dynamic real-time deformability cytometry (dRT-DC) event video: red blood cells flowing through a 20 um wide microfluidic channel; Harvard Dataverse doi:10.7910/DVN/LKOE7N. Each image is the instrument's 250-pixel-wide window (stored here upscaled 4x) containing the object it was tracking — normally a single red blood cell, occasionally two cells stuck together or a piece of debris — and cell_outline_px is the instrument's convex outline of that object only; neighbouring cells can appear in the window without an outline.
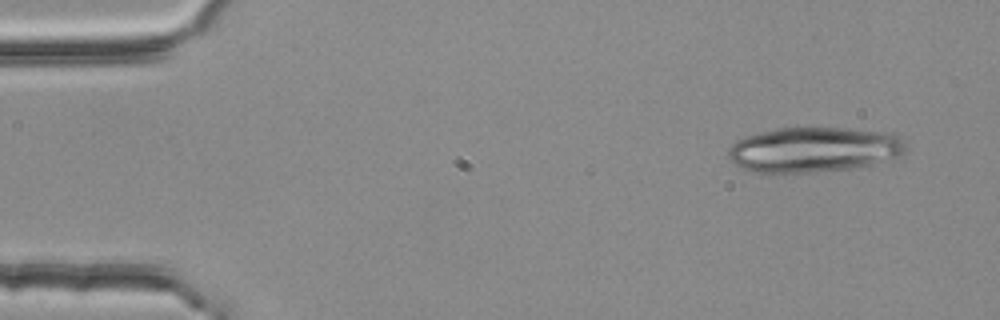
{"species": "common noctule bat (a hibernating species)", "species_latin": "Nyctalus noctula", "temperature_condition": "room temperature", "stored_images_in_passage": 3, "camera_frame_rate_fps": 3000, "um_per_image_px": 0.085, "animal": {"sex": "female", "body_mass_g": 25.1}, "frame": {"image": 1, "passage_image": 1, "time_ms": 0.0, "image_size_px": [1000, 320], "cell_outline_px": [[904, 152], [896, 156], [872, 164], [848, 168], [812, 172], [752, 172], [736, 164], [728, 156], [728, 148], [736, 140], [748, 136], [776, 128], [844, 128], [888, 132], [904, 140]], "centroid_in_image_um": [69.14, 12.71], "position_along_channel_um": 15.9, "area_um2": 45.95}}